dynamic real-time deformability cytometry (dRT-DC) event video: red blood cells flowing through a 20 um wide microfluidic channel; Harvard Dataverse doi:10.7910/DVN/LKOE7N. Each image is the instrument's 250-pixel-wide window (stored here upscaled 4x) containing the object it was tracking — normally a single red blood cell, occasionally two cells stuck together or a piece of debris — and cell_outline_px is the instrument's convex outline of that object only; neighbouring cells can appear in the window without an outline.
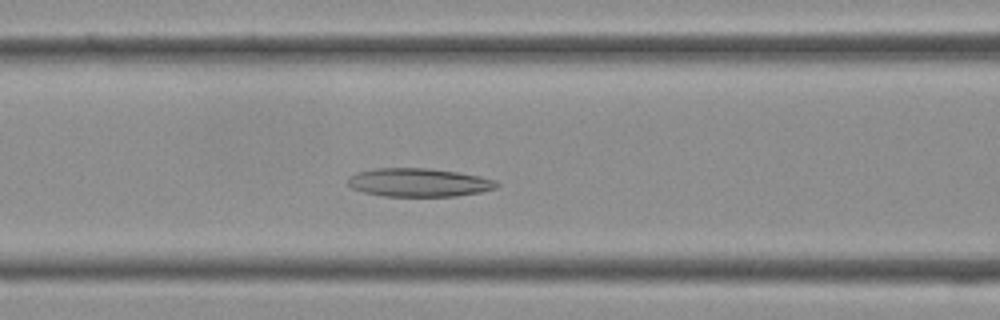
{"species": "Egyptian fruit bat (a non-hibernating species)", "species_latin": "Rousettus aegyptiacus", "temperature_condition": "cold", "stored_images_in_passage": 33, "camera_frame_rate_fps": 3000, "um_per_image_px": 0.085, "frame": {"image": 1, "passage_image": 10, "time_ms": 3.0, "image_size_px": [1000, 320], "cell_outline_px": [[500, 184], [496, 188], [480, 192], [456, 196], [384, 196], [364, 192], [352, 188], [348, 184], [348, 176], [356, 172], [376, 168], [428, 168], [456, 172], [480, 176], [496, 180]], "centroid_in_image_um": [35.59, 15.51], "position_along_channel_um": 131.0, "area_um2": 24.68}}
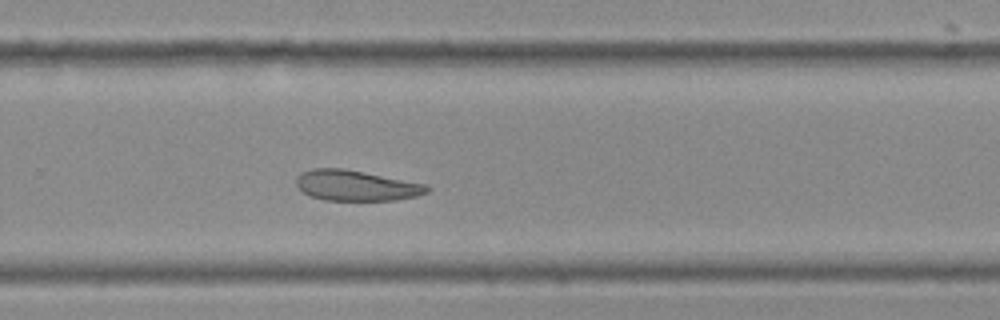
{"frame": {"image": 2, "passage_image": 20, "time_ms": 6.333, "image_size_px": [1000, 320], "cell_outline_px": [[432, 188], [428, 192], [416, 196], [392, 200], [324, 200], [312, 196], [304, 192], [296, 184], [296, 176], [300, 172], [312, 168], [344, 168], [428, 184]], "centroid_in_image_um": [30.29, 15.75], "position_along_channel_um": 299.5, "area_um2": 23.35}}
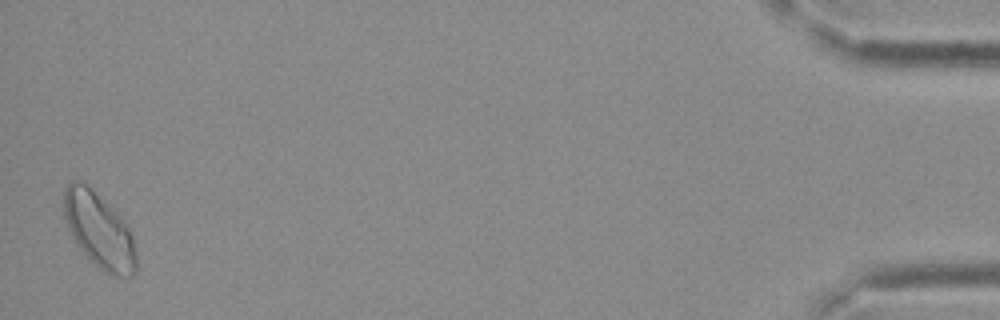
{"frame": {"image": 3, "passage_image": 33, "time_ms": 10.667, "image_size_px": [1000, 320], "cell_outline_px": [[136, 272], [132, 276], [112, 276], [100, 268], [76, 244], [64, 220], [64, 188], [72, 180], [84, 180], [124, 216], [132, 236], [136, 256]], "centroid_in_image_um": [8.43, 19.51], "position_along_channel_um": 426.8, "area_um2": 32.25}}